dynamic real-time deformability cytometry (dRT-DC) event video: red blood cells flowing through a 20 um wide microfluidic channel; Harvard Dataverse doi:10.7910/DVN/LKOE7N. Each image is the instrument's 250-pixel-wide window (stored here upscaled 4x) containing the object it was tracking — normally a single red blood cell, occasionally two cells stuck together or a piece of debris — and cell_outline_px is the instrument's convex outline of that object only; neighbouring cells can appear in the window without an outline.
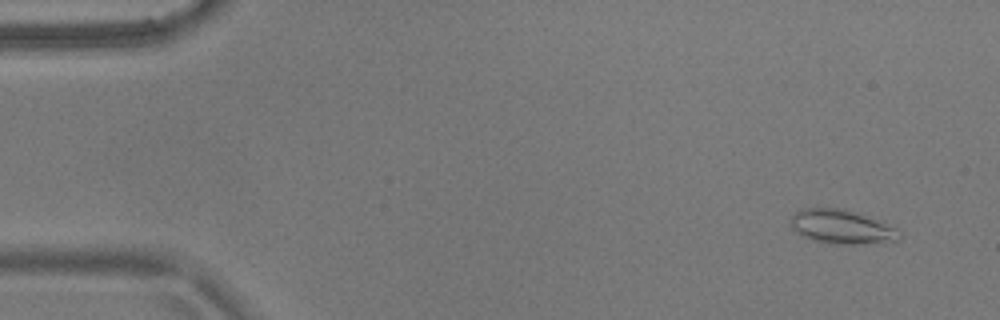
{"species": "common noctule bat (a hibernating species)", "species_latin": "Nyctalus noctula", "temperature_condition": "warm", "stored_images_in_passage": 55, "camera_frame_rate_fps": 3000, "um_per_image_px": 0.085, "animal": {"sex": "male", "body_mass_g": 17.9}, "frame": {"image": 1, "passage_image": 4, "time_ms": 1.0, "image_size_px": [1000, 320], "cell_outline_px": [[900, 236], [896, 240], [852, 244], [832, 244], [812, 240], [796, 232], [792, 228], [792, 216], [800, 208], [844, 208], [860, 212], [880, 220], [896, 228], [900, 232]], "centroid_in_image_um": [71.54, 19.25], "position_along_channel_um": 13.5, "area_um2": 21.56}}
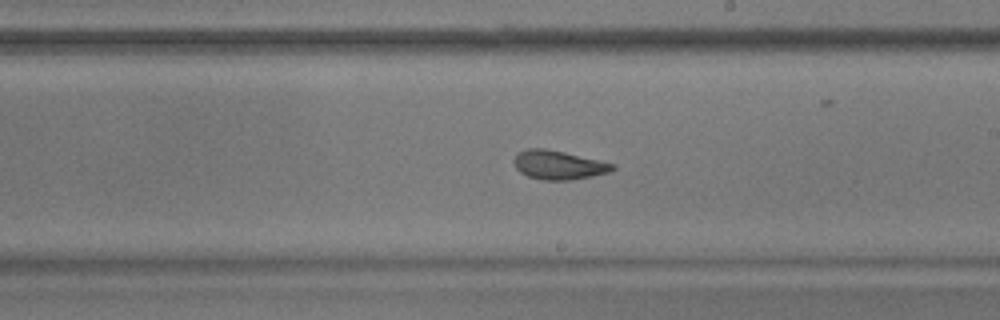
{"frame": {"image": 2, "passage_image": 32, "time_ms": 10.333, "image_size_px": [1000, 320], "cell_outline_px": [[616, 168], [612, 172], [572, 180], [540, 180], [528, 176], [520, 172], [516, 168], [512, 160], [516, 152], [528, 148], [544, 148], [564, 152], [616, 164]], "centroid_in_image_um": [47.46, 14.02], "position_along_channel_um": 241.5, "area_um2": 16.88}}
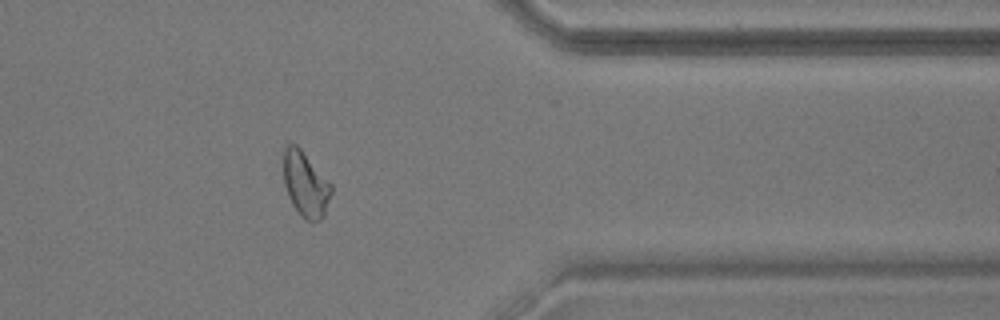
{"frame": {"image": 3, "passage_image": 45, "time_ms": 14.667, "image_size_px": [1000, 320], "cell_outline_px": [[332, 192], [324, 216], [320, 220], [304, 220], [300, 216], [292, 204], [288, 196], [284, 184], [284, 148], [288, 144], [296, 144], [300, 148], [332, 184]], "centroid_in_image_um": [25.97, 15.68], "position_along_channel_um": 385.4, "area_um2": 18.09}, "authors_computed_cell_mechanics": {"area_um2": 18.207, "velocity_mm_per_s": 3.6647, "shape_relaxation_time_tau1_ms": 6.6367, "shape_relaxation_time_tau2_ms": 1.7629, "deformation_change_tau1": 0.1263, "deformation_change_tau2": 0.0796}}